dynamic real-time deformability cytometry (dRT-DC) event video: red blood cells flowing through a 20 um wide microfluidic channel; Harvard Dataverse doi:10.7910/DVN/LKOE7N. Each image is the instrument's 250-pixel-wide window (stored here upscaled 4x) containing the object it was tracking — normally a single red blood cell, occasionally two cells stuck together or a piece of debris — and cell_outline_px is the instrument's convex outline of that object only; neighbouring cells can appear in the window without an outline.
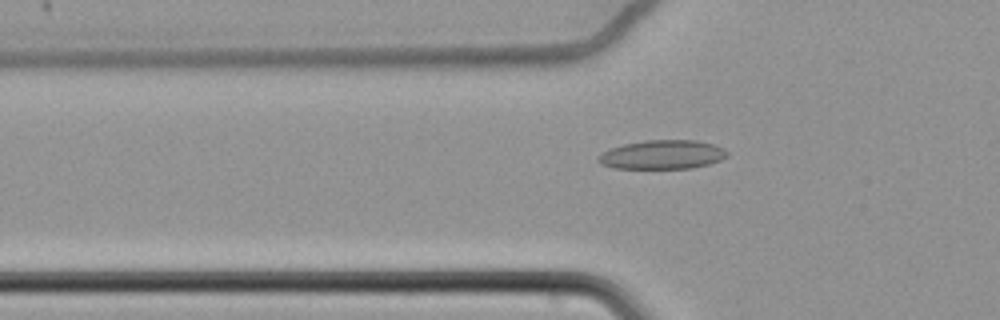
{"species": "common noctule bat (a hibernating species)", "species_latin": "Nyctalus noctula", "temperature_condition": "cold", "stored_images_in_passage": 62, "camera_frame_rate_fps": 3000, "um_per_image_px": 0.085, "animal": {"sex": "female", "body_mass_g": 22.7, "forearm_length_mm": 54.2}, "frame": {"image": 1, "passage_image": 23, "time_ms": 7.333, "image_size_px": [1000, 320], "cell_outline_px": [[728, 156], [720, 160], [708, 164], [692, 168], [612, 168], [600, 164], [596, 160], [604, 152], [612, 148], [624, 144], [644, 140], [696, 140], [712, 144], [724, 148], [728, 152]], "centroid_in_image_um": [56.31, 13.14], "position_along_channel_um": 69.5, "area_um2": 21.68}}
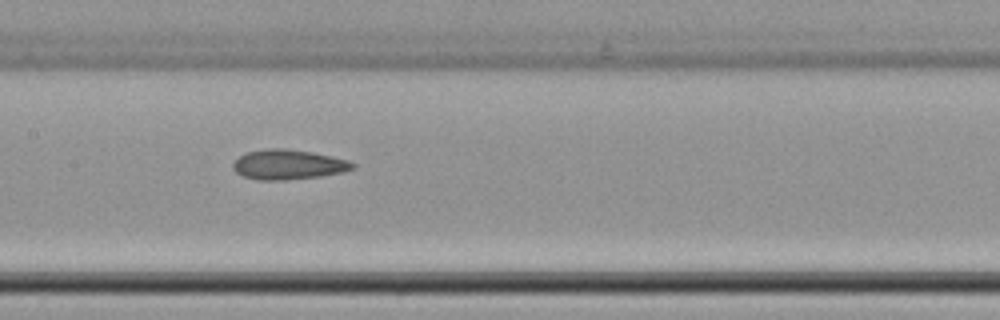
{"frame": {"image": 2, "passage_image": 33, "time_ms": 10.667, "image_size_px": [1000, 320], "cell_outline_px": [[356, 168], [344, 172], [320, 176], [284, 180], [256, 180], [244, 176], [236, 172], [232, 168], [232, 164], [244, 152], [268, 148], [284, 148], [312, 152], [332, 156], [348, 160], [356, 164]], "centroid_in_image_um": [24.51, 13.98], "position_along_channel_um": 182.9, "area_um2": 20.98}}
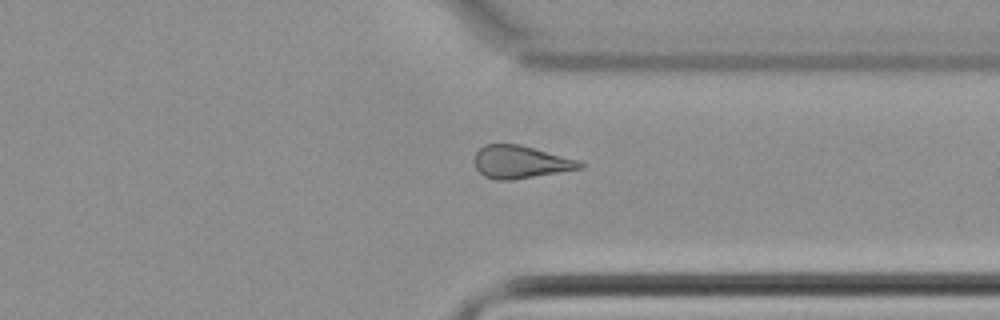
{"frame": {"image": 3, "passage_image": 49, "time_ms": 16.0, "image_size_px": [1000, 320], "cell_outline_px": [[584, 168], [512, 180], [496, 180], [484, 176], [476, 168], [476, 152], [484, 144], [520, 144], [580, 160], [584, 164]], "centroid_in_image_um": [44.28, 13.77], "position_along_channel_um": 367.1, "area_um2": 20.11}, "authors_computed_cell_mechanics": {"area_um2": 21.2704, "velocity_mm_per_s": 3.4507, "shape_relaxation_time_tau1_ms": 7.7328, "shape_relaxation_time_tau2_ms": 7.0652, "deformation_change_tau1": 0.1026, "deformation_change_tau2": 0.1537}}